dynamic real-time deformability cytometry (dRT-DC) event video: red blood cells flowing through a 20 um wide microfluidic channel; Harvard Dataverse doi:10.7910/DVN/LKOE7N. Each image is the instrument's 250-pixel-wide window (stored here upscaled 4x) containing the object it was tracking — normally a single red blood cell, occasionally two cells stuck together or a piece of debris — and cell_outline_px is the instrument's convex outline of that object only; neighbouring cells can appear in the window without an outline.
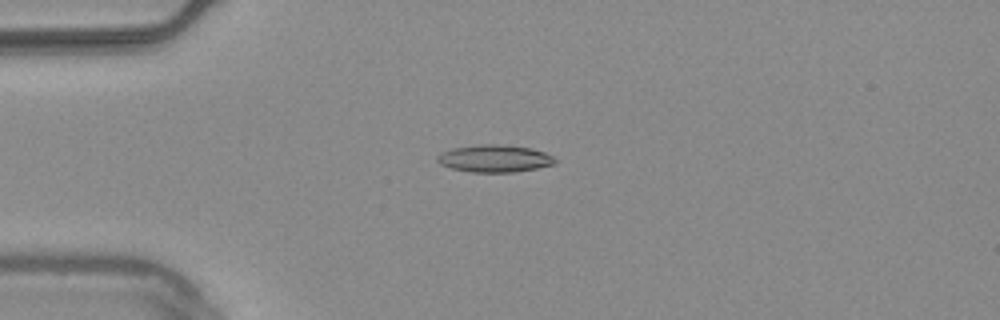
{"species": "common noctule bat (a hibernating species)", "species_latin": "Nyctalus noctula", "temperature_condition": "warm", "stored_images_in_passage": 53, "camera_frame_rate_fps": 3000, "um_per_image_px": 0.085, "animal": {"sex": "male", "body_mass_g": 20.4}, "frame": {"image": 1, "passage_image": 13, "time_ms": 4.0, "image_size_px": [1000, 320], "cell_outline_px": [[556, 164], [536, 168], [512, 172], [472, 172], [452, 168], [440, 164], [436, 160], [436, 156], [440, 152], [452, 148], [484, 144], [496, 144], [532, 148], [544, 152], [552, 156], [556, 160]], "centroid_in_image_um": [42.02, 13.47], "position_along_channel_um": 43.0, "area_um2": 18.67}}
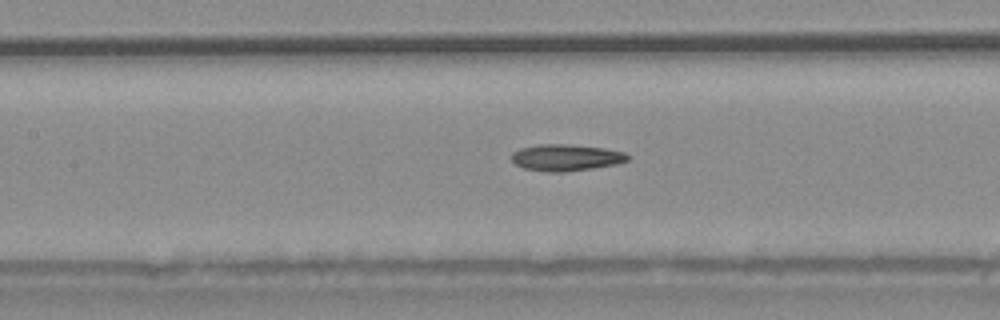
{"frame": {"image": 2, "passage_image": 24, "time_ms": 7.667, "image_size_px": [1000, 320], "cell_outline_px": [[628, 160], [616, 164], [592, 168], [564, 172], [544, 172], [524, 168], [516, 164], [512, 160], [512, 152], [520, 148], [540, 144], [568, 144], [604, 148], [624, 152], [628, 156]], "centroid_in_image_um": [48.08, 13.39], "position_along_channel_um": 159.3, "area_um2": 17.92}}
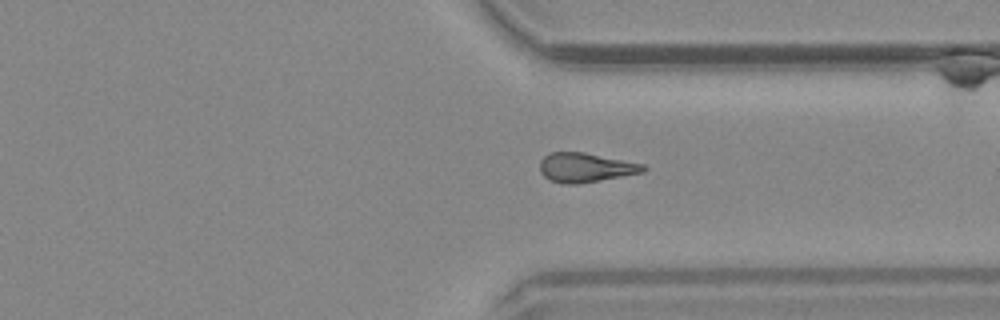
{"frame": {"image": 3, "passage_image": 40, "time_ms": 13.0, "image_size_px": [1000, 320], "cell_outline_px": [[648, 168], [644, 172], [600, 180], [576, 184], [564, 184], [548, 180], [540, 172], [540, 160], [548, 152], [584, 152], [644, 164]], "centroid_in_image_um": [49.75, 14.24], "position_along_channel_um": 361.7, "area_um2": 17.74}}